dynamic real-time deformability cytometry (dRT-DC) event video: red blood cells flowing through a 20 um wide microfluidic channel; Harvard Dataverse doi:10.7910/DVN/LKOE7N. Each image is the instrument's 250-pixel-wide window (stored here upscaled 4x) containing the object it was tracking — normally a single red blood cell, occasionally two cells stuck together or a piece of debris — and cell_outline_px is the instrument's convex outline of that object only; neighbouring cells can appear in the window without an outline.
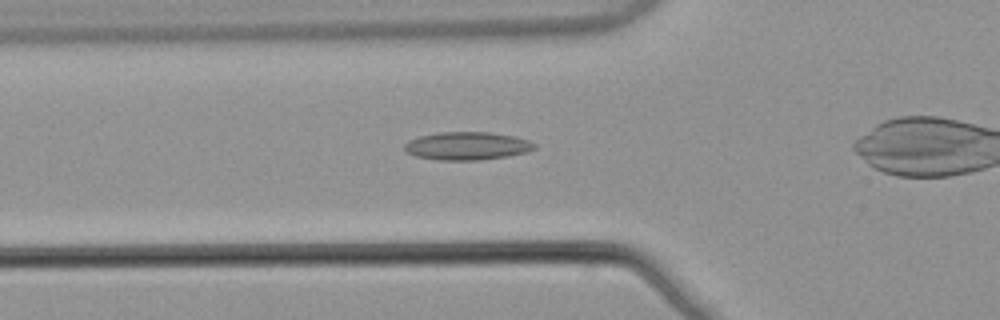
{"species": "common noctule bat (a hibernating species)", "species_latin": "Nyctalus noctula", "temperature_condition": "warm", "stored_images_in_passage": 35, "camera_frame_rate_fps": 3000, "um_per_image_px": 0.085, "animal": {"sex": "male", "body_mass_g": 21.5, "forearm_length_mm": 52.0}, "frame": {"image": 1, "passage_image": 11, "time_ms": 3.333, "image_size_px": [1000, 320], "cell_outline_px": [[536, 148], [524, 152], [508, 156], [480, 160], [436, 160], [416, 156], [408, 152], [404, 148], [404, 144], [408, 140], [420, 136], [440, 132], [488, 132], [512, 136], [528, 140], [536, 144]], "centroid_in_image_um": [39.68, 12.4], "position_along_channel_um": 86.1, "area_um2": 21.1}}